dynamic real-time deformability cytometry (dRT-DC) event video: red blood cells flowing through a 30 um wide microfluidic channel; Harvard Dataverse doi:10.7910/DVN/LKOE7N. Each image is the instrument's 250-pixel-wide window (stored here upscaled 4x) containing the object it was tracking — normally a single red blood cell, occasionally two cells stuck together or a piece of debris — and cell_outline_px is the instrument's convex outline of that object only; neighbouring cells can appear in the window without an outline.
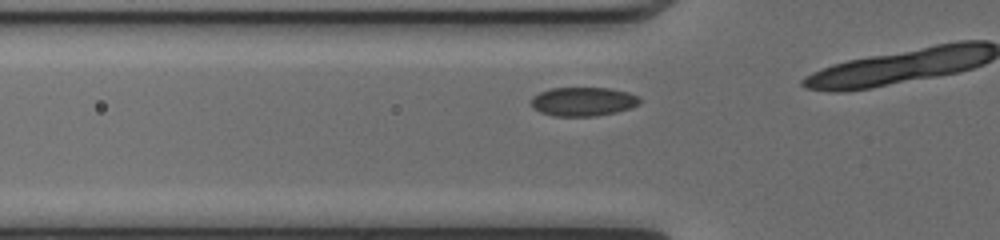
{"species": "common noctule bat (a hibernating species)", "species_latin": "Nyctalus noctula", "temperature_condition": "cold", "stored_images_in_passage": 8, "camera_frame_rate_fps": 3000, "um_per_image_px": 0.085, "animal": {"sex": "female", "body_mass_g": 17.0, "forearm_length_mm": 48.0}, "frame": {"image": 1, "passage_image": 4, "time_ms": 1.0, "image_size_px": [1000, 240], "cell_outline_px": [[640, 104], [632, 108], [616, 112], [596, 116], [552, 116], [540, 112], [532, 108], [532, 96], [540, 92], [552, 88], [608, 88], [628, 92], [636, 96], [640, 100]], "centroid_in_image_um": [49.56, 8.64], "position_along_channel_um": 76.2, "area_um2": 18.32}}
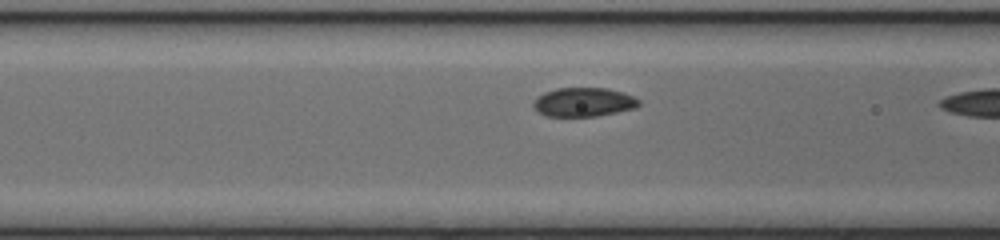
{"frame": {"image": 2, "passage_image": 7, "time_ms": 2.0, "image_size_px": [1000, 240], "cell_outline_px": [[640, 104], [636, 108], [596, 116], [544, 116], [532, 104], [544, 92], [556, 88], [608, 88], [632, 96], [640, 100]], "centroid_in_image_um": [49.63, 8.68], "position_along_channel_um": 117.0, "area_um2": 17.57}}